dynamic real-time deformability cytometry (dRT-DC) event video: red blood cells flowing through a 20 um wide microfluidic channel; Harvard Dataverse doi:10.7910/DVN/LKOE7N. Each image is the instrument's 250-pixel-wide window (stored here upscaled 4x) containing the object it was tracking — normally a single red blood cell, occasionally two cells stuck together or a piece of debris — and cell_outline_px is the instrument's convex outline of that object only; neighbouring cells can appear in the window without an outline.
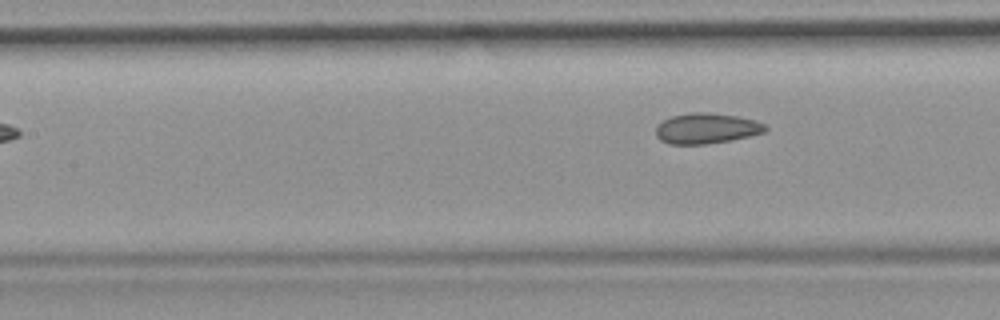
{"species": "common noctule bat (a hibernating species)", "species_latin": "Nyctalus noctula", "temperature_condition": "room temperature", "stored_images_in_passage": 5, "camera_frame_rate_fps": 3000, "um_per_image_px": 0.085, "animal": {"sex": "female", "body_mass_g": 19.9}, "frame": {"image": 1, "passage_image": 5, "time_ms": 5.667, "image_size_px": [1000, 320], "cell_outline_px": [[768, 128], [764, 132], [732, 140], [704, 144], [668, 144], [660, 140], [656, 136], [656, 124], [672, 116], [692, 112], [708, 112], [736, 116], [756, 120], [764, 124]], "centroid_in_image_um": [60.02, 10.91], "position_along_channel_um": 147.4, "area_um2": 19.48}}